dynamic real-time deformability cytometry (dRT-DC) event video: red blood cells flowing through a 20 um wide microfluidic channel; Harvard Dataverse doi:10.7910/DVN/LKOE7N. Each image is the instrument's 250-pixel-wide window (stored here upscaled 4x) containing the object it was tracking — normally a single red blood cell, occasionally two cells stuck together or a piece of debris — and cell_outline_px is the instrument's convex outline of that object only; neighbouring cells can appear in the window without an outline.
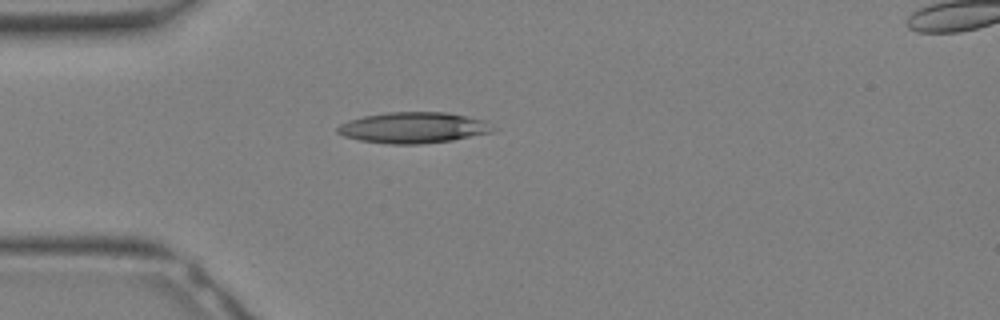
{"species": "Egyptian fruit bat (a non-hibernating species)", "species_latin": "Rousettus aegyptiacus", "temperature_condition": "warm", "stored_images_in_passage": 24, "camera_frame_rate_fps": 3000, "um_per_image_px": 0.085, "animal": {"sex": "female"}, "frame": {"image": 1, "passage_image": 1, "time_ms": 0.0, "image_size_px": [1000, 320], "cell_outline_px": [[496, 128], [492, 132], [452, 140], [420, 144], [388, 144], [360, 140], [344, 136], [336, 132], [336, 128], [340, 124], [348, 120], [364, 116], [388, 112], [448, 112], [484, 120]], "centroid_in_image_um": [35.12, 10.85], "position_along_channel_um": 49.9, "area_um2": 28.03}}
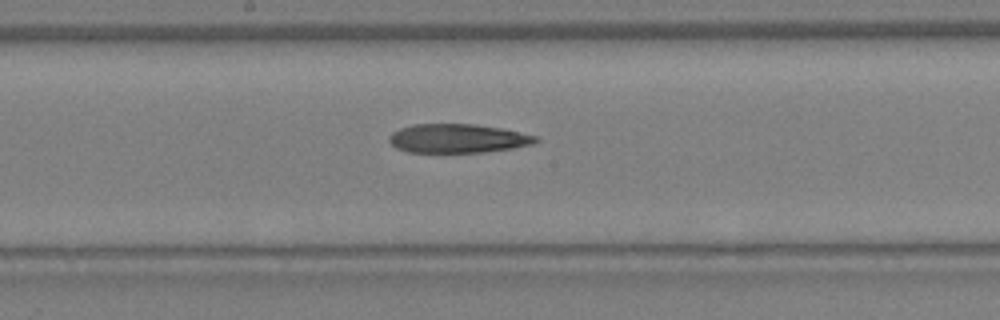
{"frame": {"image": 2, "passage_image": 9, "time_ms": 2.667, "image_size_px": [1000, 320], "cell_outline_px": [[540, 140], [536, 144], [512, 148], [484, 152], [408, 152], [396, 148], [388, 140], [388, 136], [392, 132], [400, 128], [412, 124], [472, 124], [500, 128], [520, 132], [536, 136]], "centroid_in_image_um": [38.9, 11.77], "position_along_channel_um": 209.3, "area_um2": 24.74}}
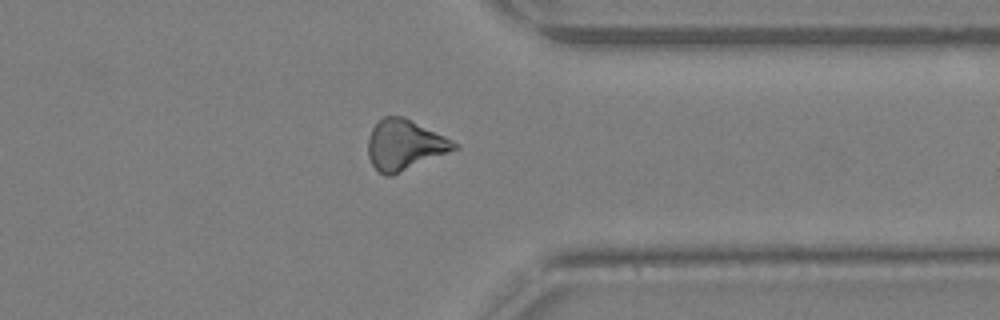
{"frame": {"image": 3, "passage_image": 17, "time_ms": 5.333, "image_size_px": [1000, 320], "cell_outline_px": [[460, 148], [392, 176], [384, 176], [372, 164], [368, 156], [368, 140], [372, 128], [384, 116], [404, 116], [460, 144]], "centroid_in_image_um": [34.41, 12.33], "position_along_channel_um": 377.0, "area_um2": 25.32}}